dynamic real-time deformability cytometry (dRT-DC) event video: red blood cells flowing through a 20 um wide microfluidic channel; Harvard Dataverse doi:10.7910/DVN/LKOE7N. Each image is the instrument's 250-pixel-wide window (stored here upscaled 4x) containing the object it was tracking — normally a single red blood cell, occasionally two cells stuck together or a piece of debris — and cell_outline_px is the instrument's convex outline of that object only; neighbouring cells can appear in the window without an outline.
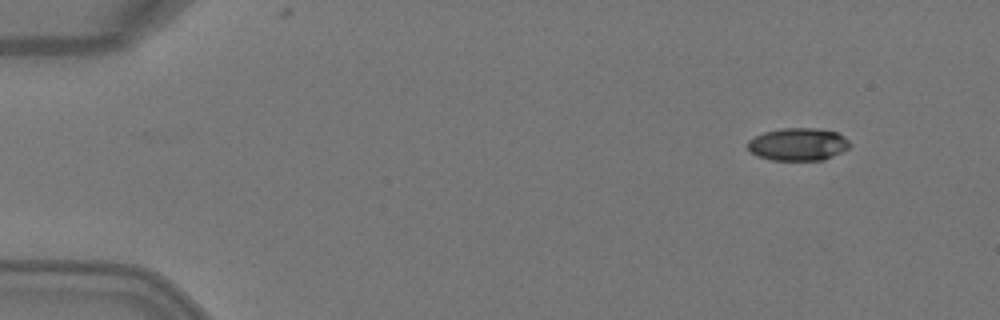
{"species": "Egyptian fruit bat (a non-hibernating species)", "species_latin": "Rousettus aegyptiacus", "temperature_condition": "warm", "stored_images_in_passage": 4, "camera_frame_rate_fps": 3000, "um_per_image_px": 0.085, "animal": {"sex": "female"}, "frame": {"image": 1, "passage_image": 1, "time_ms": 0.0, "image_size_px": [1000, 320], "cell_outline_px": [[852, 144], [848, 148], [824, 160], [772, 160], [756, 156], [748, 148], [748, 140], [764, 132], [780, 128], [816, 128], [836, 132], [844, 136]], "centroid_in_image_um": [67.84, 12.26], "position_along_channel_um": 17.2, "area_um2": 19.42}}